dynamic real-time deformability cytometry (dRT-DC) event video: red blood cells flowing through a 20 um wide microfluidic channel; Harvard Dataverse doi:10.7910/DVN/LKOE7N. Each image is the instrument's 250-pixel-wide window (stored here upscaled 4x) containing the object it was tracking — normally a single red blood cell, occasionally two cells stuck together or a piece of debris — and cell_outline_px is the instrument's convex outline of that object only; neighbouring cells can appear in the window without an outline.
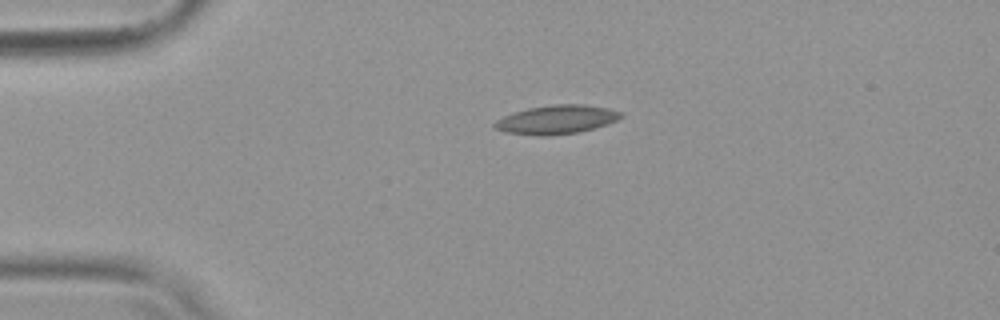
{"species": "common noctule bat (a hibernating species)", "species_latin": "Nyctalus noctula", "temperature_condition": "warm", "stored_images_in_passage": 42, "camera_frame_rate_fps": 3000, "um_per_image_px": 0.085, "animal": {"sex": "female", "body_mass_g": 19.9}, "frame": {"image": 1, "passage_image": 1, "time_ms": 0.0, "image_size_px": [1000, 320], "cell_outline_px": [[624, 116], [616, 120], [592, 128], [576, 132], [548, 136], [540, 136], [504, 132], [496, 128], [492, 124], [496, 120], [504, 116], [528, 108], [552, 104], [584, 104], [608, 108], [624, 112]], "centroid_in_image_um": [47.3, 10.15], "position_along_channel_um": 37.7, "area_um2": 21.04}}
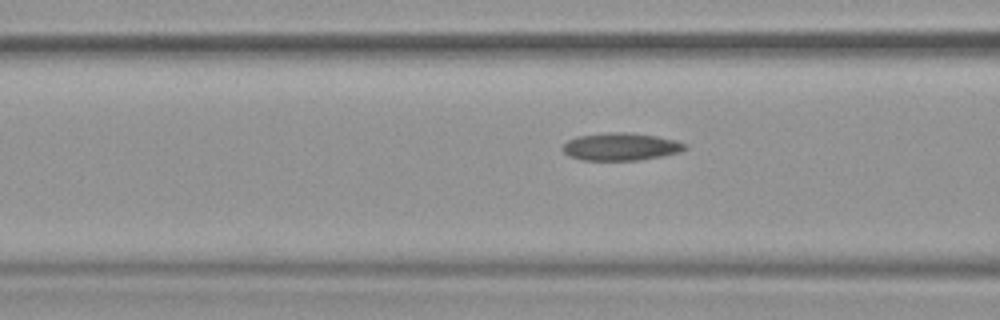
{"frame": {"image": 2, "passage_image": 10, "time_ms": 3.0, "image_size_px": [1000, 320], "cell_outline_px": [[688, 148], [680, 152], [640, 160], [584, 160], [568, 156], [560, 148], [568, 140], [576, 136], [608, 132], [628, 132], [656, 136], [676, 140], [688, 144]], "centroid_in_image_um": [52.76, 12.46], "position_along_channel_um": 113.8, "area_um2": 19.83}}
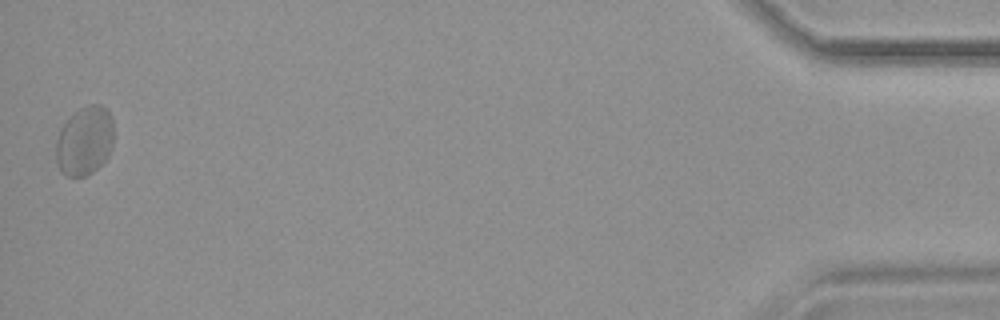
{"frame": {"image": 3, "passage_image": 42, "time_ms": 13.667, "image_size_px": [1000, 320], "cell_outline_px": [[112, 148], [108, 156], [92, 172], [84, 176], [68, 176], [60, 172], [56, 160], [56, 140], [60, 128], [80, 108], [88, 104], [100, 104], [112, 116]], "centroid_in_image_um": [7.18, 11.98], "position_along_channel_um": 428.0, "area_um2": 23.0}, "authors_computed_cell_mechanics": {"area_um2": 20.3745, "velocity_mm_per_s": 3.7732, "shape_relaxation_time_tau1_ms": null, "shape_relaxation_time_tau2_ms": 1.5411, "deformation_change_tau1": null, "deformation_change_tau2": 0.0679}}